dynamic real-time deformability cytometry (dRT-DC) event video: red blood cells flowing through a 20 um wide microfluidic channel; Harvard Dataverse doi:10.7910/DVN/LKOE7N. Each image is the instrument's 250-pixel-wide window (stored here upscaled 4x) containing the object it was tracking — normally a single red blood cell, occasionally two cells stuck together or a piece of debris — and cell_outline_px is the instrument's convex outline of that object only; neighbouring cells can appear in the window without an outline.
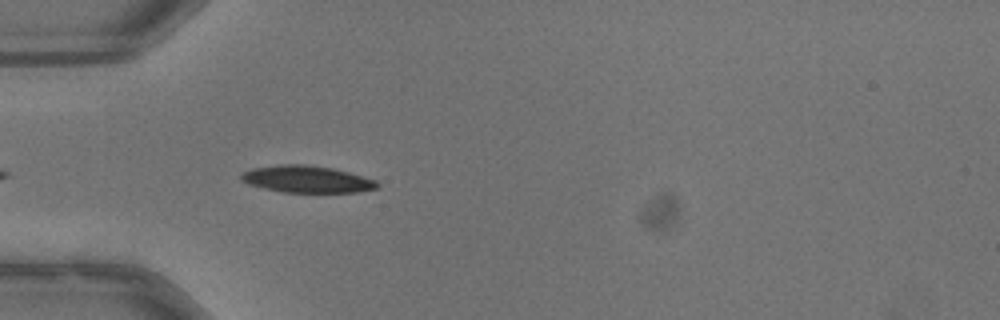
{"species": "common noctule bat (a hibernating species)", "species_latin": "Nyctalus noctula", "temperature_condition": "warm", "stored_images_in_passage": 24, "camera_frame_rate_fps": 3000, "um_per_image_px": 0.085, "animal": {"sex": "male", "body_mass_g": 13.3}, "frame": {"image": 1, "passage_image": 4, "time_ms": 1.0, "image_size_px": [1000, 320], "cell_outline_px": [[380, 184], [376, 188], [356, 192], [284, 192], [264, 188], [248, 184], [240, 180], [240, 176], [244, 172], [252, 168], [280, 164], [304, 164], [332, 168], [348, 172], [376, 180]], "centroid_in_image_um": [26.06, 15.22], "position_along_channel_um": 58.9, "area_um2": 21.21}}
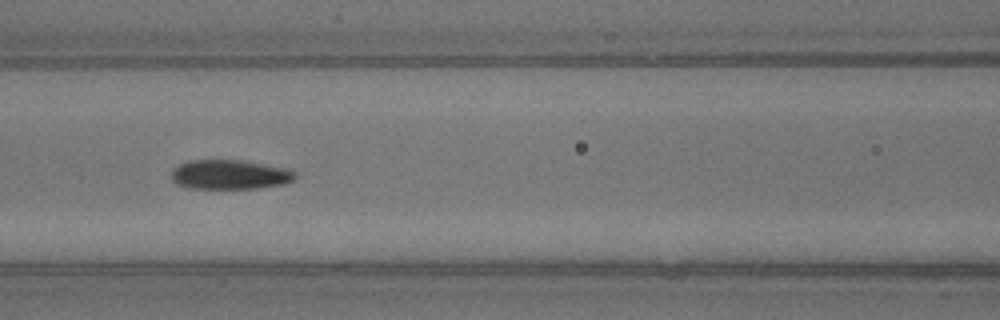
{"frame": {"image": 2, "passage_image": 11, "time_ms": 3.333, "image_size_px": [1000, 320], "cell_outline_px": [[296, 176], [292, 180], [280, 184], [256, 188], [188, 188], [176, 184], [172, 180], [172, 168], [188, 160], [240, 160], [292, 168], [296, 172]], "centroid_in_image_um": [19.53, 14.82], "position_along_channel_um": 147.1, "area_um2": 21.33}}
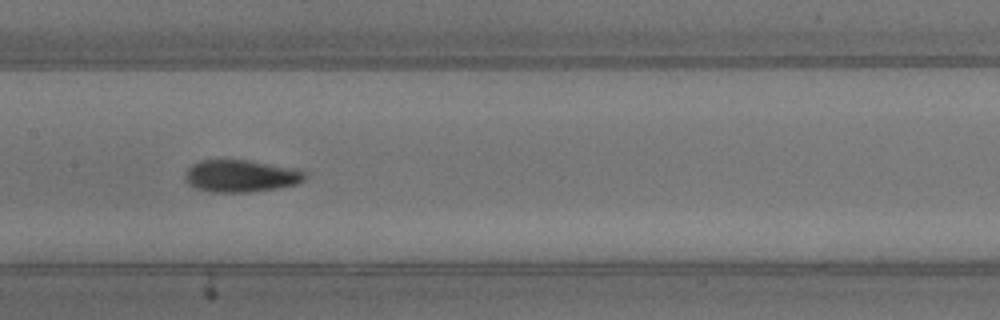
{"frame": {"image": 3, "passage_image": 14, "time_ms": 4.333, "image_size_px": [1000, 320], "cell_outline_px": [[308, 176], [304, 180], [296, 184], [276, 188], [248, 192], [212, 192], [196, 188], [188, 184], [184, 180], [184, 172], [192, 164], [200, 160], [248, 160], [300, 168]], "centroid_in_image_um": [20.48, 14.94], "position_along_channel_um": 186.9, "area_um2": 22.77}}